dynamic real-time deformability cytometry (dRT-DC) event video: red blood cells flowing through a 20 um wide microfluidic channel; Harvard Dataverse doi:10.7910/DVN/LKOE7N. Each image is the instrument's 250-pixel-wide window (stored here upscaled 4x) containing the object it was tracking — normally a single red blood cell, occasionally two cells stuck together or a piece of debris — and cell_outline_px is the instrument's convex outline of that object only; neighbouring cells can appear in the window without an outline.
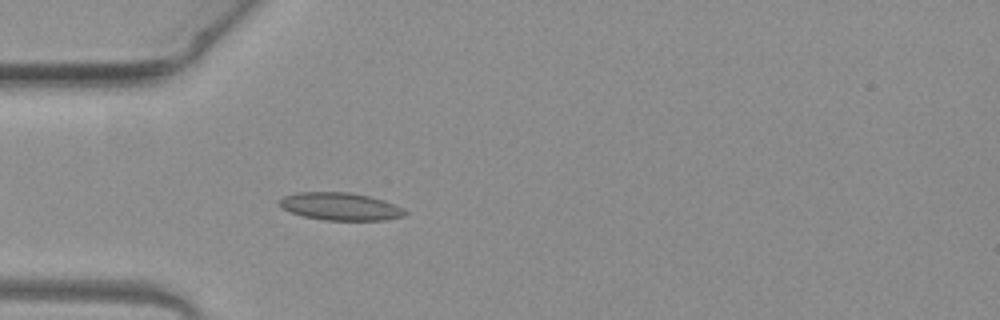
{"species": "common noctule bat (a hibernating species)", "species_latin": "Nyctalus noctula", "temperature_condition": "warm", "stored_images_in_passage": 41, "camera_frame_rate_fps": 3000, "um_per_image_px": 0.085, "animal": {"sex": "female", "body_mass_g": 19.3, "forearm_length_mm": 54.1}, "frame": {"image": 1, "passage_image": 5, "time_ms": 1.333, "image_size_px": [1000, 320], "cell_outline_px": [[408, 212], [404, 216], [384, 220], [324, 220], [304, 216], [292, 212], [284, 208], [280, 204], [280, 200], [284, 196], [296, 192], [348, 192], [368, 196], [384, 200]], "centroid_in_image_um": [28.93, 17.55], "position_along_channel_um": 56.1, "area_um2": 19.88}}
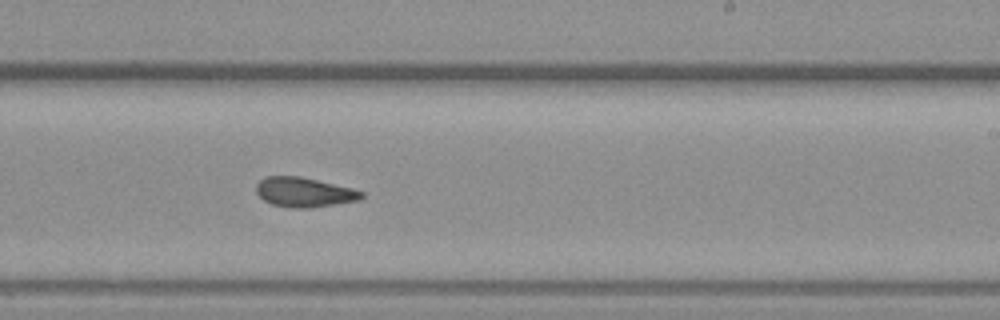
{"frame": {"image": 2, "passage_image": 21, "time_ms": 6.667, "image_size_px": [1000, 320], "cell_outline_px": [[364, 196], [360, 200], [312, 208], [292, 208], [272, 204], [264, 200], [256, 192], [256, 184], [264, 176], [300, 176], [352, 188], [364, 192]], "centroid_in_image_um": [25.86, 16.34], "position_along_channel_um": 263.1, "area_um2": 18.26}}
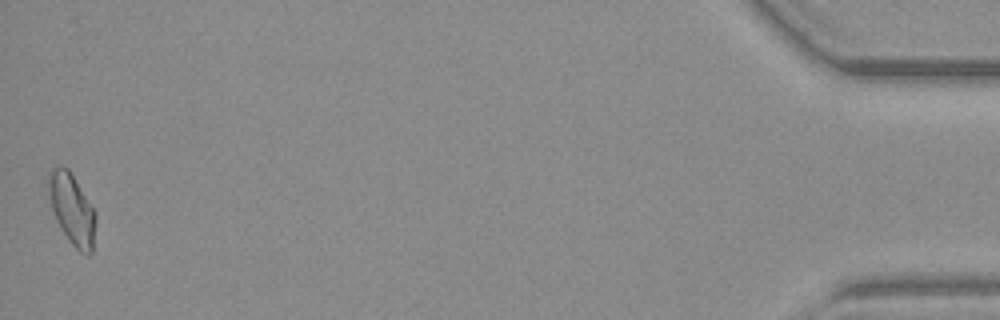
{"frame": {"image": 3, "passage_image": 41, "time_ms": 13.333, "image_size_px": [1000, 320], "cell_outline_px": [[96, 220], [92, 252], [88, 256], [80, 252], [68, 240], [60, 228], [56, 220], [48, 196], [48, 172], [52, 168], [60, 164], [68, 168], [96, 212]], "centroid_in_image_um": [6.11, 17.77], "position_along_channel_um": 429.1, "area_um2": 19.65}, "authors_computed_cell_mechanics": {"area_um2": 18.496, "velocity_mm_per_s": 3.9799, "shape_relaxation_time_tau1_ms": null, "shape_relaxation_time_tau2_ms": 3.6269, "deformation_change_tau1": null, "deformation_change_tau2": 0.0928}}